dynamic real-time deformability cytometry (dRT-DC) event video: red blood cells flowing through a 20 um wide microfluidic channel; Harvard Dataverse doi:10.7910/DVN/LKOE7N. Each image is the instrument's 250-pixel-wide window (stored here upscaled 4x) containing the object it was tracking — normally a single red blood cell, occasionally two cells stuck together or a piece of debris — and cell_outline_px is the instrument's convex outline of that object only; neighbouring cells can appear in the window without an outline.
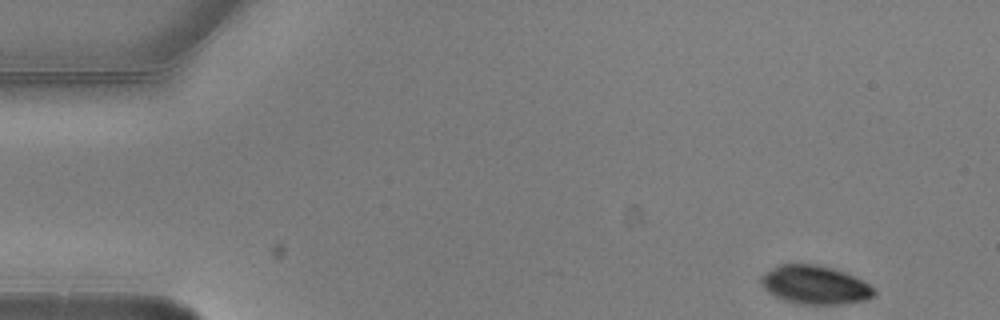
{"species": "common noctule bat (a hibernating species)", "species_latin": "Nyctalus noctula", "temperature_condition": "warm", "stored_images_in_passage": 5, "camera_frame_rate_fps": 3000, "um_per_image_px": 0.085, "animal": {"sex": "male", "body_mass_g": 20.5, "forearm_length_mm": 52.5}, "frame": {"image": 1, "passage_image": 1, "time_ms": 0.0, "image_size_px": [1000, 320], "cell_outline_px": [[876, 296], [868, 300], [844, 304], [796, 304], [784, 300], [768, 292], [760, 284], [760, 276], [764, 272], [780, 264], [816, 264], [832, 268], [844, 272], [876, 288]], "centroid_in_image_um": [69.27, 24.23], "position_along_channel_um": 15.7, "area_um2": 25.61}}
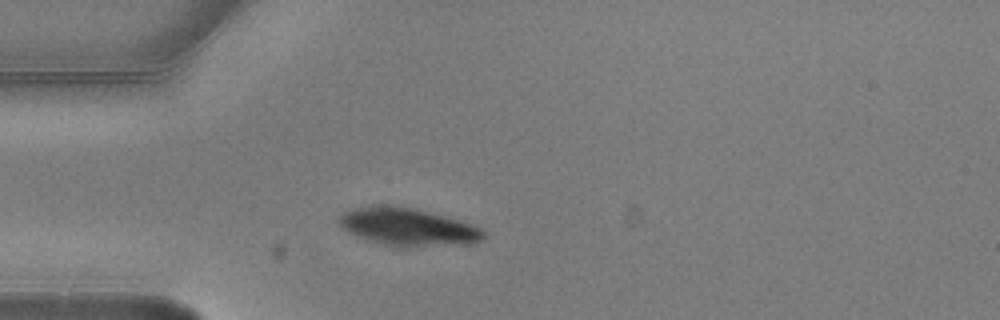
{"frame": {"image": 2, "passage_image": 4, "time_ms": 1.0, "image_size_px": [1000, 320], "cell_outline_px": [[484, 240], [472, 244], [404, 248], [392, 248], [356, 236], [348, 232], [336, 220], [340, 212], [352, 208], [372, 204], [392, 204], [412, 208], [460, 220], [472, 224], [480, 228], [484, 232]], "centroid_in_image_um": [34.62, 19.3], "position_along_channel_um": 50.4, "area_um2": 32.77}}